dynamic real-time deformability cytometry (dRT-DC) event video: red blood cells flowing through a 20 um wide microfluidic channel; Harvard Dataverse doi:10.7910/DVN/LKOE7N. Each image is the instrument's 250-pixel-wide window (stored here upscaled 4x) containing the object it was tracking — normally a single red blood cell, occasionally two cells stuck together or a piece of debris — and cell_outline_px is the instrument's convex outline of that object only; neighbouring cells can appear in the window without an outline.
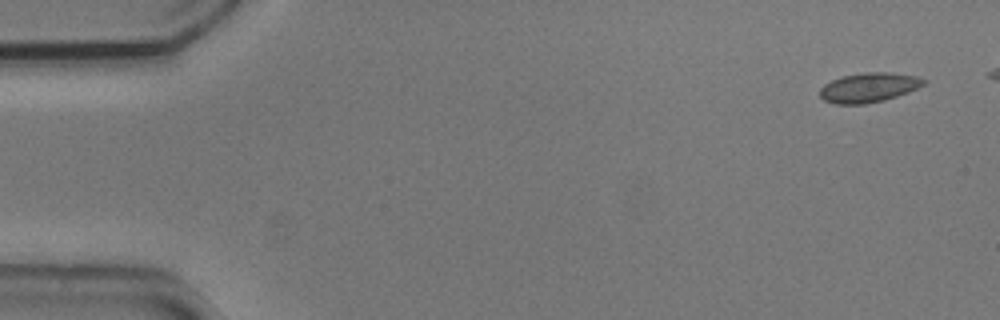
{"species": "common noctule bat (a hibernating species)", "species_latin": "Nyctalus noctula", "temperature_condition": "cold", "stored_images_in_passage": 8, "camera_frame_rate_fps": 3000, "um_per_image_px": 0.085, "animal": {"sex": "male", "body_mass_g": 20.5, "forearm_length_mm": 52.5}, "frame": {"image": 1, "passage_image": 1, "time_ms": 0.0, "image_size_px": [1000, 320], "cell_outline_px": [[928, 80], [924, 84], [908, 92], [884, 100], [864, 104], [836, 104], [824, 100], [820, 96], [820, 88], [824, 84], [832, 80], [844, 76], [868, 72], [888, 72], [916, 76]], "centroid_in_image_um": [73.84, 7.44], "position_along_channel_um": 11.2, "area_um2": 17.69}}